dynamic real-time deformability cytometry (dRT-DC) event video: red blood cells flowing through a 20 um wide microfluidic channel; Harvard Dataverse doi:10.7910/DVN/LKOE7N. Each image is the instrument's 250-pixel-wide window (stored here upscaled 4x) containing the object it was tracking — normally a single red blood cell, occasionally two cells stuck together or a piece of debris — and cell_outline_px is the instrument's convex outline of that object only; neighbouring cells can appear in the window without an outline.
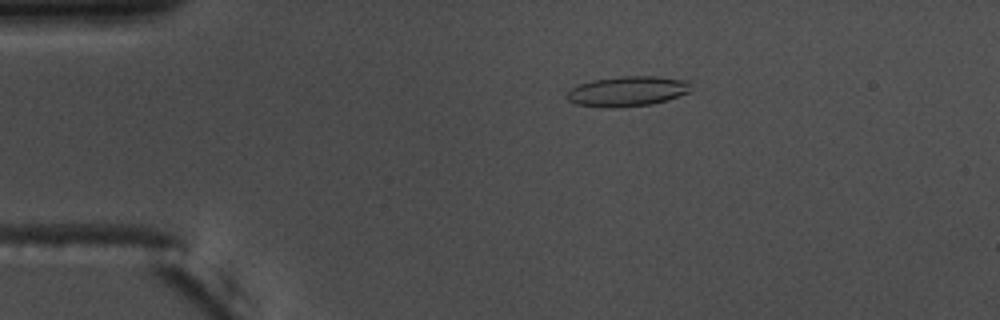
{"species": "common noctule bat (a hibernating species)", "species_latin": "Nyctalus noctula", "temperature_condition": "warm", "stored_images_in_passage": 55, "camera_frame_rate_fps": 3000, "um_per_image_px": 0.085, "animal": {"sex": "male", "body_mass_g": 17.5, "forearm_length_mm": 52.3}, "frame": {"image": 1, "passage_image": 11, "time_ms": 3.333, "image_size_px": [1000, 320], "cell_outline_px": [[692, 80], [688, 92], [668, 100], [652, 104], [612, 108], [576, 104], [568, 100], [564, 96], [572, 88], [580, 84], [592, 80], [620, 76], [656, 76]], "centroid_in_image_um": [53.35, 7.75], "position_along_channel_um": 31.6, "area_um2": 21.85}}
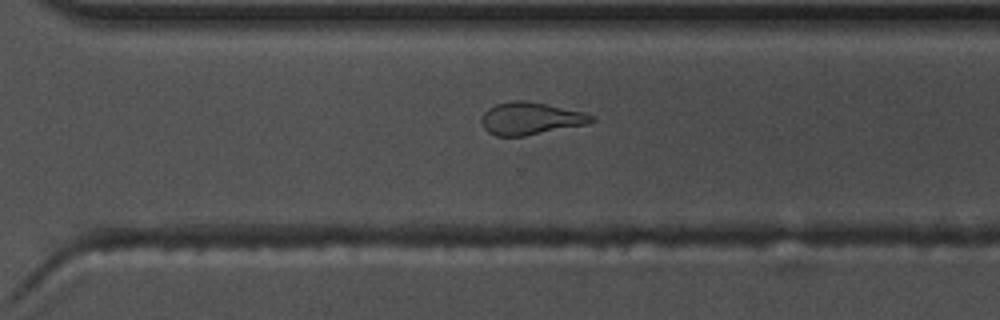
{"frame": {"image": 2, "passage_image": 39, "time_ms": 12.667, "image_size_px": [1000, 320], "cell_outline_px": [[596, 120], [588, 124], [524, 136], [496, 136], [488, 132], [484, 128], [480, 120], [484, 112], [488, 108], [496, 104], [512, 100], [524, 100], [584, 112], [592, 116]], "centroid_in_image_um": [45.07, 10.07], "position_along_channel_um": 325.5, "area_um2": 20.69}}
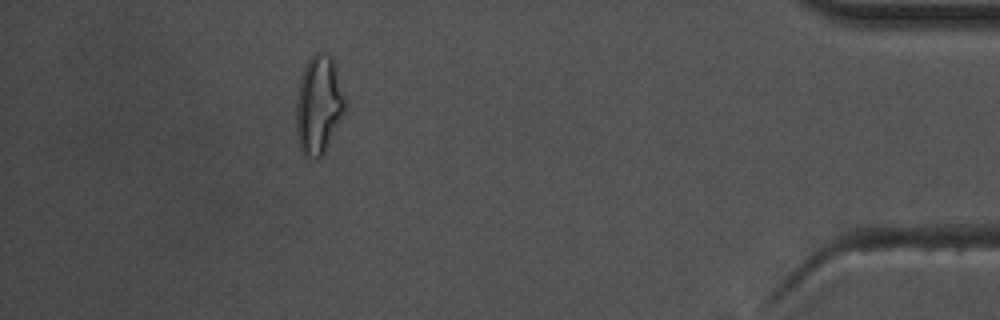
{"frame": {"image": 3, "passage_image": 50, "time_ms": 16.333, "image_size_px": [1000, 320], "cell_outline_px": [[348, 108], [324, 152], [316, 160], [304, 156], [300, 148], [296, 132], [296, 100], [300, 80], [304, 68], [308, 60], [316, 52], [324, 52], [332, 56], [336, 64], [348, 100]], "centroid_in_image_um": [27.14, 8.9], "position_along_channel_um": 408.1, "area_um2": 28.9}, "authors_computed_cell_mechanics": {"area_um2": 21.3282, "velocity_mm_per_s": 3.6834, "shape_relaxation_time_tau1_ms": 9.2494, "shape_relaxation_time_tau2_ms": 1.9367, "deformation_change_tau1": 0.2629, "deformation_change_tau2": 0.1135}}